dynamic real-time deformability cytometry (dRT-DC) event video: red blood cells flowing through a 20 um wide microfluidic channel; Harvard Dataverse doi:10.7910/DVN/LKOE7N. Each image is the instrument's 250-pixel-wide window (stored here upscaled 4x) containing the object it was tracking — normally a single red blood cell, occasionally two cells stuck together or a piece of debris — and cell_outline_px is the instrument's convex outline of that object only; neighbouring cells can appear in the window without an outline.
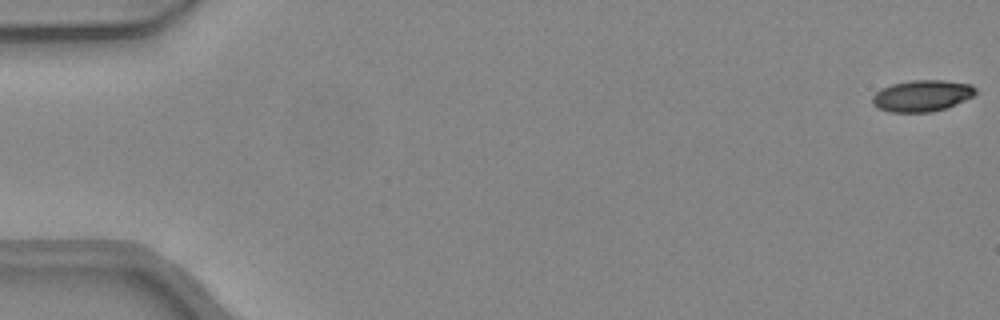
{"species": "common noctule bat (a hibernating species)", "species_latin": "Nyctalus noctula", "temperature_condition": "warm", "stored_images_in_passage": 7, "camera_frame_rate_fps": 3000, "um_per_image_px": 0.085, "animal": {"sex": "female", "body_mass_g": 24.6, "forearm_length_mm": 56.2}, "frame": {"image": 1, "passage_image": 1, "time_ms": 0.0, "image_size_px": [1000, 320], "cell_outline_px": [[976, 92], [972, 96], [964, 100], [944, 108], [932, 112], [888, 112], [876, 108], [872, 104], [872, 96], [880, 88], [892, 84], [912, 80], [944, 80], [972, 84], [976, 88]], "centroid_in_image_um": [78.32, 8.13], "position_along_channel_um": 6.7, "area_um2": 18.96}}